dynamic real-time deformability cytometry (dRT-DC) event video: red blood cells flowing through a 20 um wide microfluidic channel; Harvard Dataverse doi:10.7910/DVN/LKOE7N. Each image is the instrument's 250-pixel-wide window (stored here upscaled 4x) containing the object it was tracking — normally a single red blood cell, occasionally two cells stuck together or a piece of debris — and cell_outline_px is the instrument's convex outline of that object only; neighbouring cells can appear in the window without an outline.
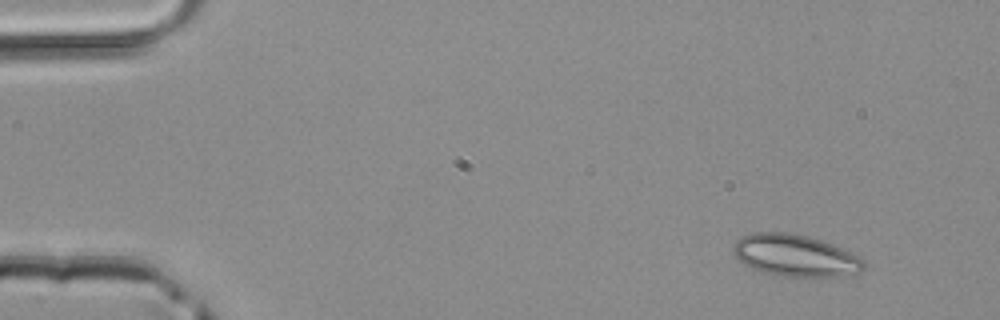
{"species": "common noctule bat (a hibernating species)", "species_latin": "Nyctalus noctula", "temperature_condition": "room temperature", "stored_images_in_passage": 45, "camera_frame_rate_fps": 3000, "um_per_image_px": 0.085, "animal": {"sex": "male", "body_mass_g": 20.4}, "frame": {"image": 1, "passage_image": 1, "time_ms": 0.0, "image_size_px": [1000, 320], "cell_outline_px": [[864, 268], [860, 272], [840, 276], [784, 276], [760, 272], [744, 264], [736, 256], [732, 248], [732, 244], [740, 236], [756, 232], [788, 232], [808, 236], [832, 244], [860, 256], [864, 260]], "centroid_in_image_um": [67.57, 21.71], "position_along_channel_um": 17.4, "area_um2": 31.85}}
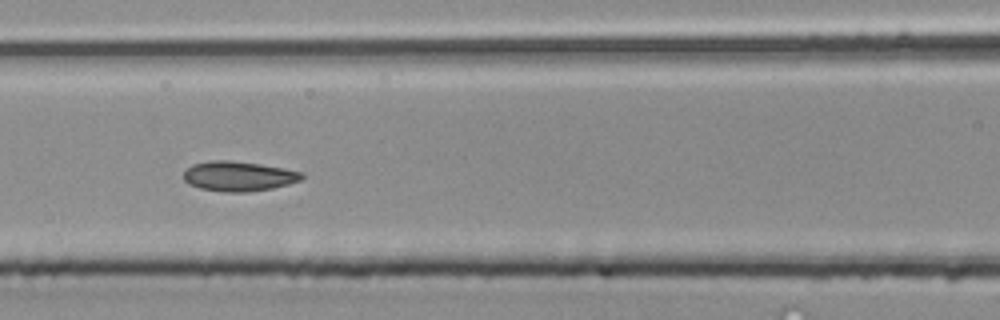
{"frame": {"image": 2, "passage_image": 18, "time_ms": 5.667, "image_size_px": [1000, 320], "cell_outline_px": [[304, 176], [300, 180], [288, 184], [272, 188], [248, 192], [224, 192], [200, 188], [188, 184], [184, 180], [184, 172], [192, 164], [208, 160], [228, 160], [260, 164], [284, 168], [304, 172]], "centroid_in_image_um": [20.27, 14.97], "position_along_channel_um": 146.3, "area_um2": 20.63}}
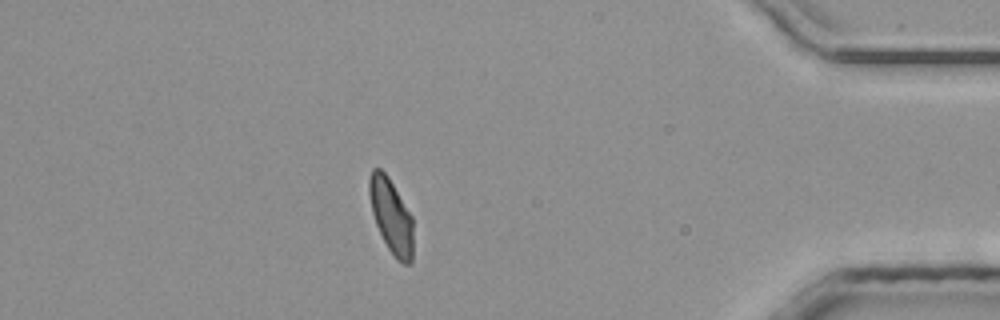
{"frame": {"image": 3, "passage_image": 39, "time_ms": 12.667, "image_size_px": [1000, 320], "cell_outline_px": [[412, 264], [404, 264], [396, 260], [388, 248], [376, 224], [372, 212], [368, 192], [368, 180], [372, 168], [380, 168], [388, 176], [412, 216]], "centroid_in_image_um": [33.24, 18.35], "position_along_channel_um": 402.0, "area_um2": 19.02}}